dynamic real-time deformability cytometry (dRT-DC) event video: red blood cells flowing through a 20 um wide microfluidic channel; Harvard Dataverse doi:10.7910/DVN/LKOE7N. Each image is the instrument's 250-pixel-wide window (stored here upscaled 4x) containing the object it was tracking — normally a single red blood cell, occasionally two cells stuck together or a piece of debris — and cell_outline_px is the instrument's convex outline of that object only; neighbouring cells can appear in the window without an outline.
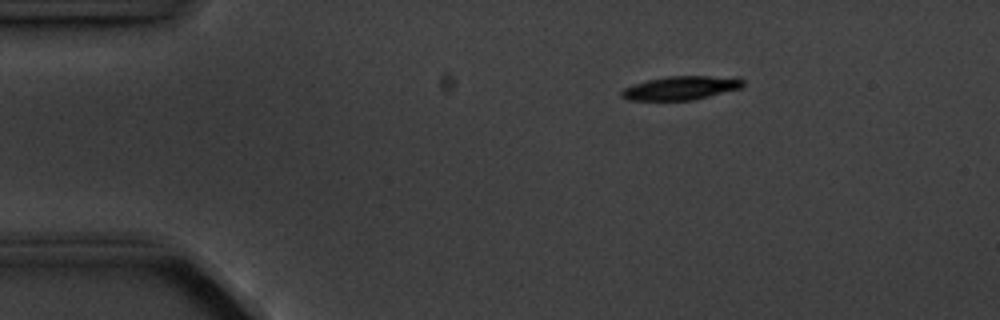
{"species": "common noctule bat (a hibernating species)", "species_latin": "Nyctalus noctula", "temperature_condition": "cold", "stored_images_in_passage": 3, "camera_frame_rate_fps": 3000, "um_per_image_px": 0.085, "animal": {"sex": "male", "body_mass_g": 20.1, "forearm_length_mm": 53.5}, "frame": {"image": 1, "passage_image": 1, "time_ms": 0.0, "image_size_px": [1000, 320], "cell_outline_px": [[744, 84], [740, 88], [692, 100], [628, 100], [620, 96], [620, 92], [624, 88], [648, 80], [668, 76], [708, 76], [744, 80]], "centroid_in_image_um": [57.8, 7.49], "position_along_channel_um": 27.2, "area_um2": 16.3}}